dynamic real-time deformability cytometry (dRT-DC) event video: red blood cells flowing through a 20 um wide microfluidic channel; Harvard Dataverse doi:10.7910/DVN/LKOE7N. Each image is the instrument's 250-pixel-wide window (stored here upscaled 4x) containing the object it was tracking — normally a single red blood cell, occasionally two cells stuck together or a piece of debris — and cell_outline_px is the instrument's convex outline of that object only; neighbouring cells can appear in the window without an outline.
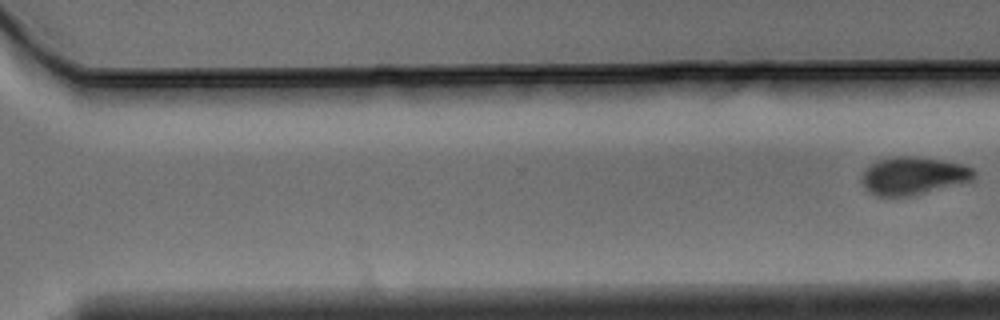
{"species": "Egyptian fruit bat (a non-hibernating species)", "species_latin": "Rousettus aegyptiacus", "temperature_condition": "warm", "stored_images_in_passage": 9, "segment_of_instrument_passage": [2, 2], "camera_frame_rate_fps": 3000, "um_per_image_px": 0.085, "animal": {"sex": "male"}, "frame": {"image": 1, "passage_image": 9, "time_ms": 2.667, "image_size_px": [1000, 320], "cell_outline_px": [[976, 176], [972, 180], [960, 184], [916, 196], [876, 196], [868, 192], [860, 180], [864, 172], [876, 160], [888, 156], [920, 156], [944, 160], [964, 164], [972, 168], [976, 172]], "centroid_in_image_um": [77.66, 14.94], "position_along_channel_um": 292.9, "area_um2": 25.37}}